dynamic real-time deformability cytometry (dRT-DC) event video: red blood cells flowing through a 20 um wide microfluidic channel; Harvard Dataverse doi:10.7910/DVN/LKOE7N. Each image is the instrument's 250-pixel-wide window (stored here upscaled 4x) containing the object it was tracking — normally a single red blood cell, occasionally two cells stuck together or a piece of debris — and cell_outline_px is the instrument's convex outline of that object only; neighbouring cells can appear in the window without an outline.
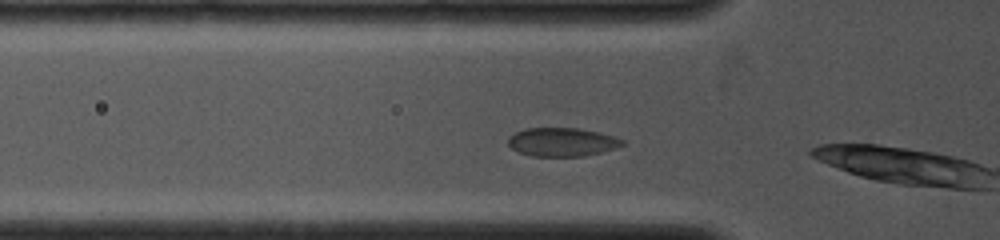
{"species": "common noctule bat (a hibernating species)", "species_latin": "Nyctalus noctula", "temperature_condition": "cold", "stored_images_in_passage": 14, "camera_frame_rate_fps": 4000, "um_per_image_px": 0.085, "animal": {"sex": "female", "body_mass_g": 19.0, "forearm_length_mm": 53.3}, "frame": {"image": 1, "passage_image": 3, "time_ms": 0.5, "image_size_px": [1000, 240], "cell_outline_px": [[624, 144], [616, 148], [584, 156], [532, 156], [520, 152], [512, 148], [508, 144], [508, 136], [524, 128], [576, 128], [600, 132], [624, 140]], "centroid_in_image_um": [47.76, 12.06], "position_along_channel_um": 78.0, "area_um2": 18.96}}
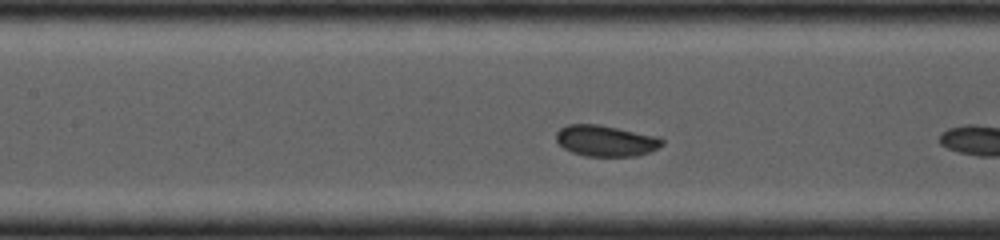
{"frame": {"image": 2, "passage_image": 8, "time_ms": 2.25, "image_size_px": [1000, 240], "cell_outline_px": [[664, 144], [648, 152], [636, 156], [584, 156], [572, 152], [564, 148], [556, 140], [556, 132], [560, 128], [568, 124], [600, 124], [660, 136], [664, 140]], "centroid_in_image_um": [51.5, 11.95], "position_along_channel_um": 155.9, "area_um2": 19.36}}
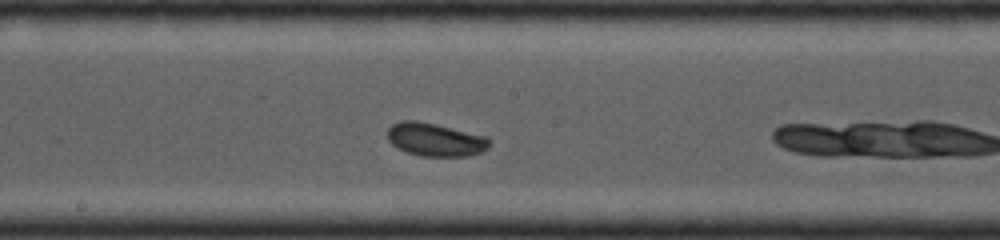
{"frame": {"image": 3, "passage_image": 12, "time_ms": 3.5, "image_size_px": [1000, 240], "cell_outline_px": [[492, 140], [488, 148], [480, 152], [468, 156], [420, 156], [396, 148], [388, 140], [388, 128], [392, 124], [400, 120], [416, 120], [436, 124], [488, 136]], "centroid_in_image_um": [37.01, 11.86], "position_along_channel_um": 211.2, "area_um2": 19.94}}